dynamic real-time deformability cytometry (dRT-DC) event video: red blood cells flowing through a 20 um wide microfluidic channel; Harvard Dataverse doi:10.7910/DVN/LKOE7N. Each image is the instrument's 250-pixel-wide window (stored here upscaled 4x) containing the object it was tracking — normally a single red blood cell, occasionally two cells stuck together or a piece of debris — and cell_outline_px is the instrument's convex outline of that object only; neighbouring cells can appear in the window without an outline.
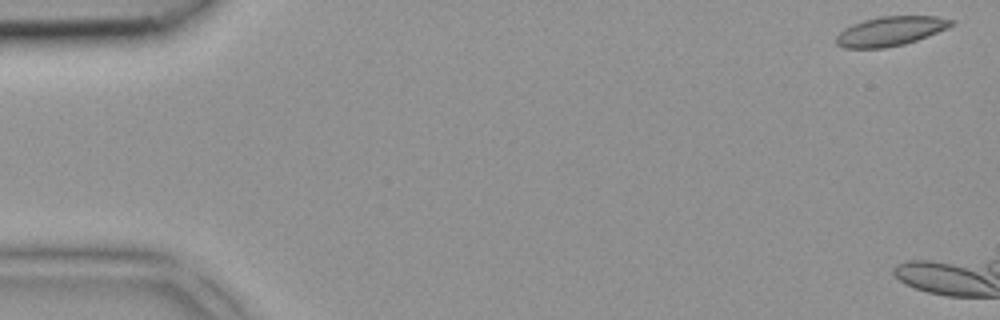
{"species": "common noctule bat (a hibernating species)", "species_latin": "Nyctalus noctula", "temperature_condition": "room temperature", "stored_images_in_passage": 6, "camera_frame_rate_fps": 3000, "um_per_image_px": 0.085, "animal": {"sex": "female", "body_mass_g": 18.4}, "frame": {"image": 1, "passage_image": 1, "time_ms": 0.0, "image_size_px": [1000, 320], "cell_outline_px": [[956, 24], [948, 28], [928, 36], [904, 44], [884, 48], [844, 48], [836, 44], [836, 36], [844, 28], [852, 24], [864, 20], [880, 16], [936, 16], [956, 20]], "centroid_in_image_um": [75.71, 2.64], "position_along_channel_um": 9.3, "area_um2": 19.83}}
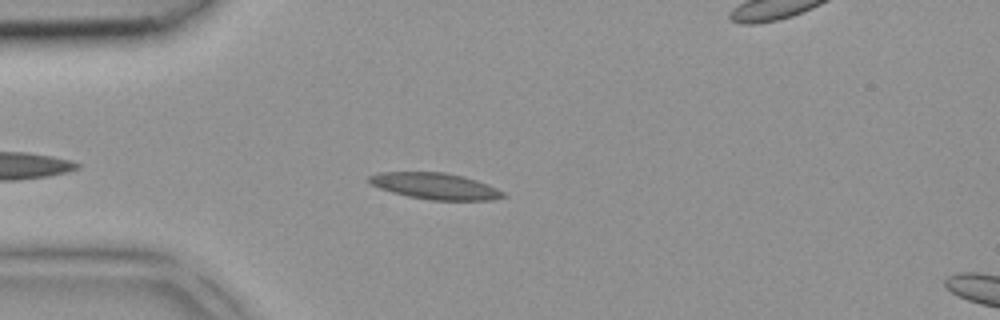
{"frame": {"image": 2, "passage_image": 5, "time_ms": 1.333, "image_size_px": [1000, 320], "cell_outline_px": [[508, 196], [492, 200], [428, 200], [408, 196], [392, 192], [380, 188], [372, 184], [368, 180], [368, 176], [380, 172], [444, 172], [464, 176], [488, 184], [504, 192]], "centroid_in_image_um": [37.02, 15.82], "position_along_channel_um": 48.0, "area_um2": 20.58}}